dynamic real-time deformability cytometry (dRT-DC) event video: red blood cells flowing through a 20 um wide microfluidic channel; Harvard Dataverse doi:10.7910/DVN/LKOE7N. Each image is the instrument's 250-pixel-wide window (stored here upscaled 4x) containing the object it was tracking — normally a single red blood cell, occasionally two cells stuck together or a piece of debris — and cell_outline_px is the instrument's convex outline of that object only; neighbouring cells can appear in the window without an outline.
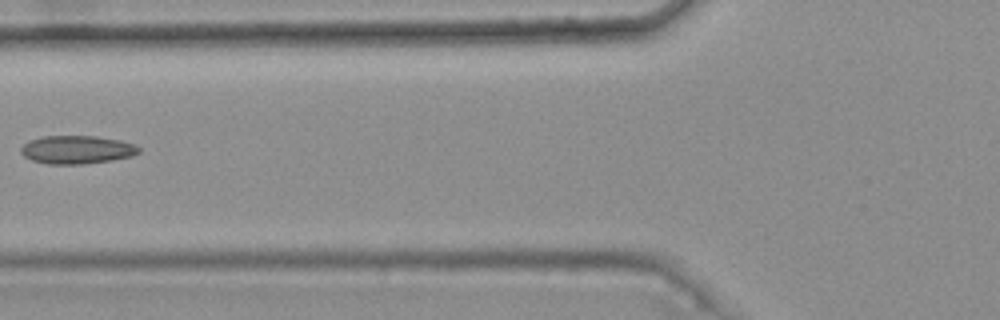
{"species": "common noctule bat (a hibernating species)", "species_latin": "Nyctalus noctula", "temperature_condition": "warm", "stored_images_in_passage": 3, "camera_frame_rate_fps": 3000, "um_per_image_px": 0.085, "animal": {"sex": "female", "body_mass_g": 25.1}, "frame": {"image": 1, "passage_image": 2, "time_ms": 0.333, "image_size_px": [1000, 320], "cell_outline_px": [[140, 152], [132, 156], [84, 164], [48, 164], [32, 160], [24, 156], [20, 152], [20, 148], [28, 140], [44, 136], [96, 136], [120, 140], [132, 144], [140, 148]], "centroid_in_image_um": [6.5, 12.72], "position_along_channel_um": 119.3, "area_um2": 19.31}}
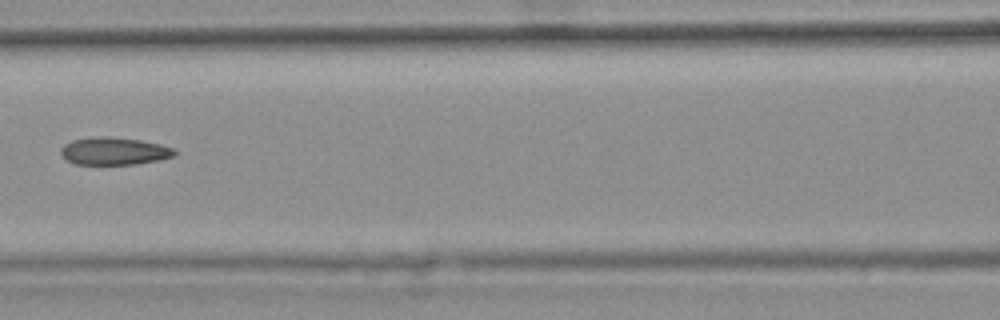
{"frame": {"image": 2, "passage_image": 3, "time_ms": 0.667, "image_size_px": [1000, 320], "cell_outline_px": [[176, 156], [160, 160], [136, 164], [76, 164], [68, 160], [60, 152], [60, 148], [64, 144], [72, 140], [92, 136], [104, 136], [140, 140], [160, 144], [176, 148]], "centroid_in_image_um": [9.74, 12.84], "position_along_channel_um": 156.9, "area_um2": 18.38}}